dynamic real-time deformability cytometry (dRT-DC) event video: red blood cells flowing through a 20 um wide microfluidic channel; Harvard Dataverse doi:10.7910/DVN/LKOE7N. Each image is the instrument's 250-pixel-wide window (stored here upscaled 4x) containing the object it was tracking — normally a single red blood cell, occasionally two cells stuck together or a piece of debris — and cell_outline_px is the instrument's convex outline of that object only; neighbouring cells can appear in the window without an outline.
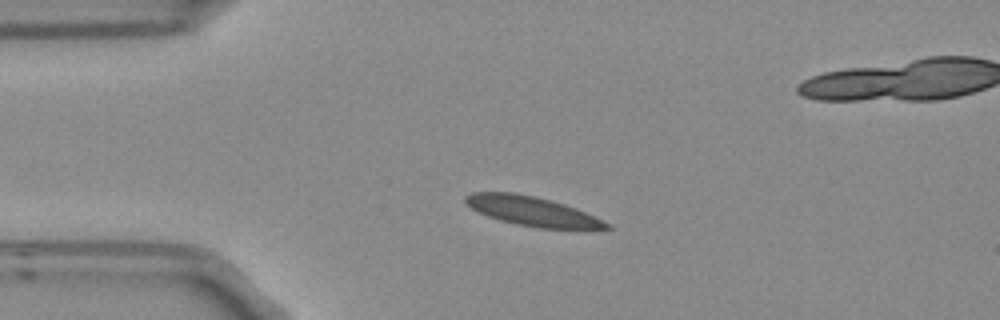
{"species": "Egyptian fruit bat (a non-hibernating species)", "species_latin": "Rousettus aegyptiacus", "temperature_condition": "room temperature", "stored_images_in_passage": 4, "camera_frame_rate_fps": 3000, "um_per_image_px": 0.085, "frame": {"image": 1, "passage_image": 2, "time_ms": 0.333, "image_size_px": [1000, 320], "cell_outline_px": [[612, 228], [536, 228], [516, 224], [500, 220], [488, 216], [464, 204], [464, 196], [472, 192], [512, 192], [532, 196], [564, 204], [576, 208], [612, 224]], "centroid_in_image_um": [45.19, 17.94], "position_along_channel_um": 39.8, "area_um2": 23.81}}